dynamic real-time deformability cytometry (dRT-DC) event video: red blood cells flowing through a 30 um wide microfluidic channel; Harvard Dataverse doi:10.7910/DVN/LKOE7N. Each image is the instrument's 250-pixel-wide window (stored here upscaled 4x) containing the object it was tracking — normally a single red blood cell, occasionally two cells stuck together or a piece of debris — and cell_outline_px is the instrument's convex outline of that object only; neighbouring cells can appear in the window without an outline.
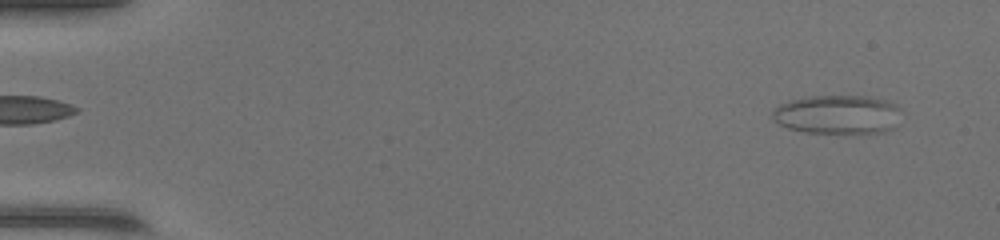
{"species": "common noctule bat (a hibernating species)", "species_latin": "Nyctalus noctula", "temperature_condition": "warm", "stored_images_in_passage": 48, "camera_frame_rate_fps": 3000, "um_per_image_px": 0.085, "animal": {"sex": "female", "body_mass_g": 17.0, "forearm_length_mm": 48.0}, "frame": {"image": 1, "passage_image": 3, "time_ms": 0.667, "image_size_px": [1000, 240], "cell_outline_px": [[900, 108], [892, 128], [884, 132], [804, 132], [788, 128], [772, 120], [772, 112], [780, 104], [788, 100], [808, 96], [868, 96], [888, 100], [896, 104]], "centroid_in_image_um": [71.14, 9.71], "position_along_channel_um": 13.9, "area_um2": 28.96}}
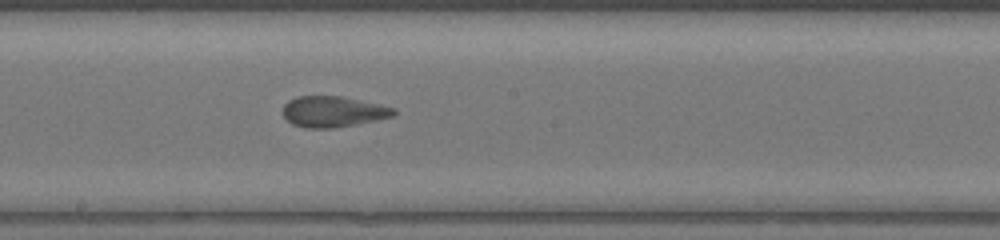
{"frame": {"image": 2, "passage_image": 27, "time_ms": 8.667, "image_size_px": [1000, 240], "cell_outline_px": [[396, 116], [356, 124], [332, 128], [304, 128], [292, 124], [284, 116], [284, 104], [288, 100], [296, 96], [344, 96], [380, 104], [396, 108]], "centroid_in_image_um": [28.34, 9.48], "position_along_channel_um": 219.9, "area_um2": 20.11}}
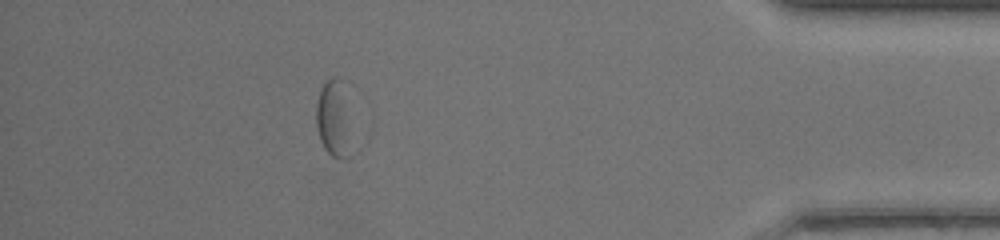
{"frame": {"image": 3, "passage_image": 43, "time_ms": 14.0, "image_size_px": [1000, 240], "cell_outline_px": [[360, 148], [352, 156], [332, 156], [324, 148], [320, 140], [316, 128], [316, 104], [320, 92], [324, 84], [332, 76], [336, 76]], "centroid_in_image_um": [28.47, 10.33], "position_along_channel_um": 406.7, "area_um2": 16.53}}